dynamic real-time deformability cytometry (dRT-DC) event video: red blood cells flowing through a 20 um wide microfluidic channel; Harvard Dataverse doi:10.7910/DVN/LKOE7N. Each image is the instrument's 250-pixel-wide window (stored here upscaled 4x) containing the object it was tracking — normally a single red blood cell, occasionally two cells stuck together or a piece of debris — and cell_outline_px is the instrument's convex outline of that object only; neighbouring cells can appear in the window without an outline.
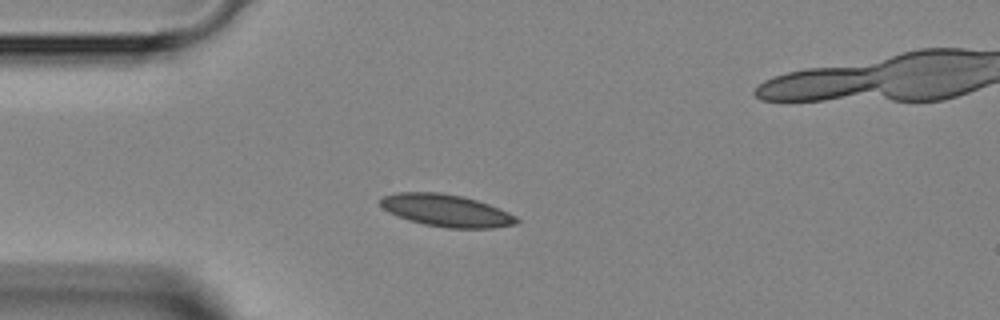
{"species": "Egyptian fruit bat (a non-hibernating species)", "species_latin": "Rousettus aegyptiacus", "temperature_condition": "room temperature", "stored_images_in_passage": 5, "segment_of_instrument_passage": [1, 2], "camera_frame_rate_fps": 3000, "um_per_image_px": 0.085, "animal": {"sex": "female"}, "frame": {"image": 1, "passage_image": 3, "time_ms": 3.333, "image_size_px": [1000, 320], "cell_outline_px": [[520, 220], [516, 224], [492, 228], [448, 228], [424, 224], [408, 220], [388, 212], [380, 204], [380, 200], [384, 196], [396, 192], [440, 192], [464, 196], [500, 208], [516, 216]], "centroid_in_image_um": [37.95, 17.89], "position_along_channel_um": 47.1, "area_um2": 25.61}}